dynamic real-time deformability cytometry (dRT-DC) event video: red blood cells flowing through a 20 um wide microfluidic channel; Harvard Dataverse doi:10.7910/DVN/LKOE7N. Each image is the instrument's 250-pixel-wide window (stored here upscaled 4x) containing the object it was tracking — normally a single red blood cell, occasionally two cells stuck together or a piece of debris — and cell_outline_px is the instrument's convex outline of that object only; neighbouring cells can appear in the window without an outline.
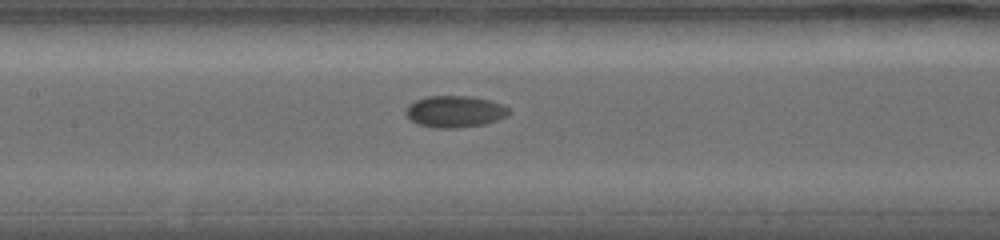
{"species": "common noctule bat (a hibernating species)", "species_latin": "Nyctalus noctula", "temperature_condition": "warm", "stored_images_in_passage": 11, "camera_frame_rate_fps": 5000, "um_per_image_px": 0.085, "animal": {"sex": "female", "body_mass_g": 19.0, "forearm_length_mm": 56.7}, "frame": {"image": 1, "passage_image": 7, "time_ms": 5.4, "image_size_px": [1000, 240], "cell_outline_px": [[512, 112], [508, 116], [484, 124], [456, 128], [432, 128], [416, 124], [404, 112], [408, 104], [416, 100], [428, 96], [472, 96], [504, 104]], "centroid_in_image_um": [38.67, 9.48], "position_along_channel_um": 168.7, "area_um2": 19.19}}
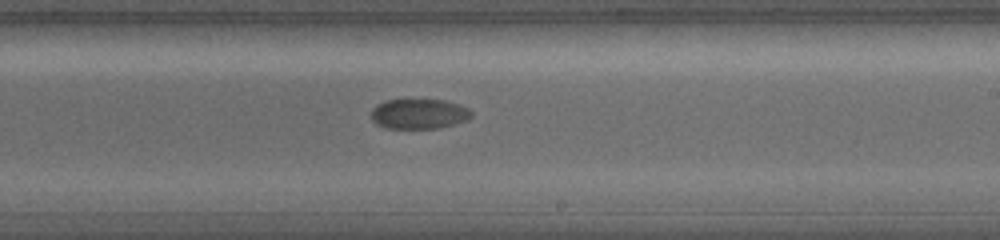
{"frame": {"image": 2, "passage_image": 10, "time_ms": 8.0, "image_size_px": [1000, 240], "cell_outline_px": [[472, 116], [468, 120], [440, 128], [384, 128], [376, 124], [372, 120], [372, 108], [376, 104], [384, 100], [444, 100], [460, 104], [468, 108], [472, 112]], "centroid_in_image_um": [35.62, 9.68], "position_along_channel_um": 253.4, "area_um2": 17.69}}